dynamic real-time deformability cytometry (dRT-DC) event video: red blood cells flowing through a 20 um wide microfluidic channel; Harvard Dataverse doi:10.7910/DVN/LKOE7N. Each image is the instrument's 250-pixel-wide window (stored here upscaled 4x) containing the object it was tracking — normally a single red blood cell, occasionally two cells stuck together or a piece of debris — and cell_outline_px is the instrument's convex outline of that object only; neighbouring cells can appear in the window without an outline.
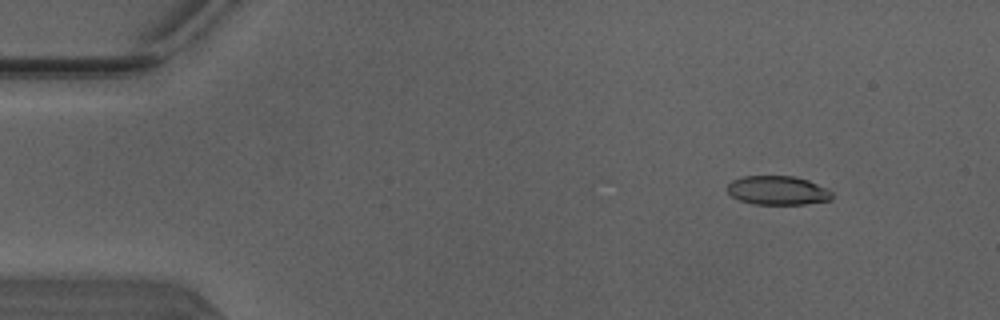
{"species": "Egyptian fruit bat (a non-hibernating species)", "species_latin": "Rousettus aegyptiacus", "temperature_condition": "warm", "stored_images_in_passage": 38, "camera_frame_rate_fps": 3000, "um_per_image_px": 0.085, "animal": {"sex": "male"}, "frame": {"image": 1, "passage_image": 2, "time_ms": 0.333, "image_size_px": [1000, 320], "cell_outline_px": [[832, 200], [804, 204], [752, 204], [740, 200], [732, 196], [728, 192], [728, 184], [732, 180], [744, 176], [792, 176], [808, 180], [828, 188], [832, 192]], "centroid_in_image_um": [66.13, 16.19], "position_along_channel_um": 18.9, "area_um2": 17.69}}
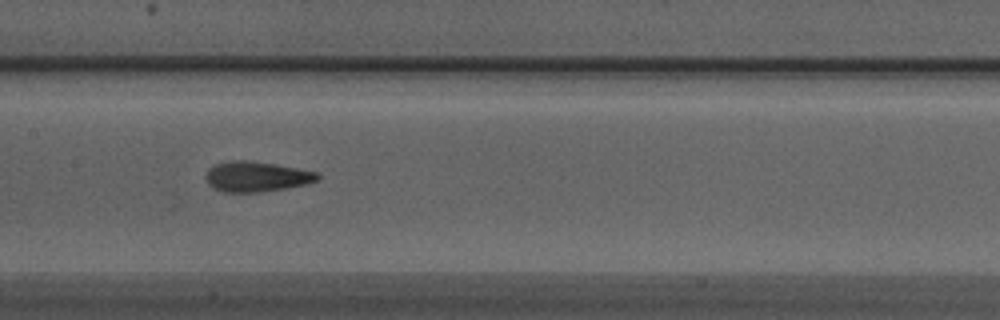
{"frame": {"image": 2, "passage_image": 21, "time_ms": 6.667, "image_size_px": [1000, 320], "cell_outline_px": [[320, 180], [288, 188], [260, 192], [224, 192], [208, 184], [204, 176], [208, 168], [216, 164], [232, 160], [244, 160], [272, 164], [316, 172], [320, 176]], "centroid_in_image_um": [21.77, 15.02], "position_along_channel_um": 185.6, "area_um2": 19.48}}
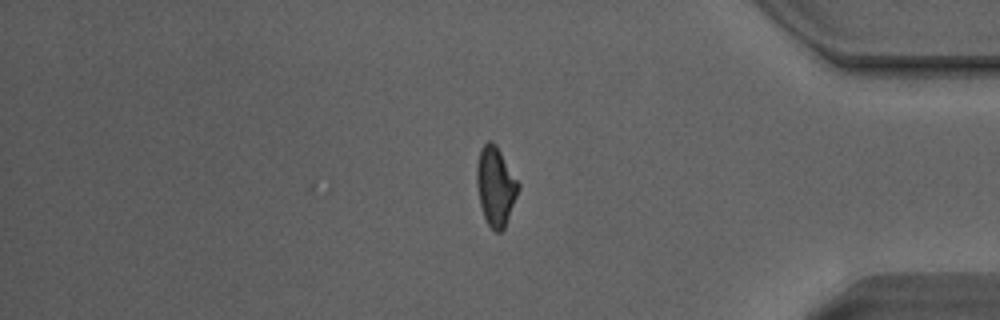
{"frame": {"image": 3, "passage_image": 38, "time_ms": 12.333, "image_size_px": [1000, 320], "cell_outline_px": [[520, 188], [504, 228], [500, 232], [496, 232], [488, 224], [484, 216], [480, 204], [476, 184], [476, 164], [480, 152], [484, 144], [488, 140], [492, 140], [496, 144], [520, 184]], "centroid_in_image_um": [42.12, 15.81], "position_along_channel_um": 393.1, "area_um2": 19.07}, "authors_computed_cell_mechanics": {"area_um2": 18.785, "velocity_mm_per_s": 4.1398, "shape_relaxation_time_tau1_ms": 3.8145, "shape_relaxation_time_tau2_ms": 1.2757, "deformation_change_tau1": 0.17, "deformation_change_tau2": 0.0995}}